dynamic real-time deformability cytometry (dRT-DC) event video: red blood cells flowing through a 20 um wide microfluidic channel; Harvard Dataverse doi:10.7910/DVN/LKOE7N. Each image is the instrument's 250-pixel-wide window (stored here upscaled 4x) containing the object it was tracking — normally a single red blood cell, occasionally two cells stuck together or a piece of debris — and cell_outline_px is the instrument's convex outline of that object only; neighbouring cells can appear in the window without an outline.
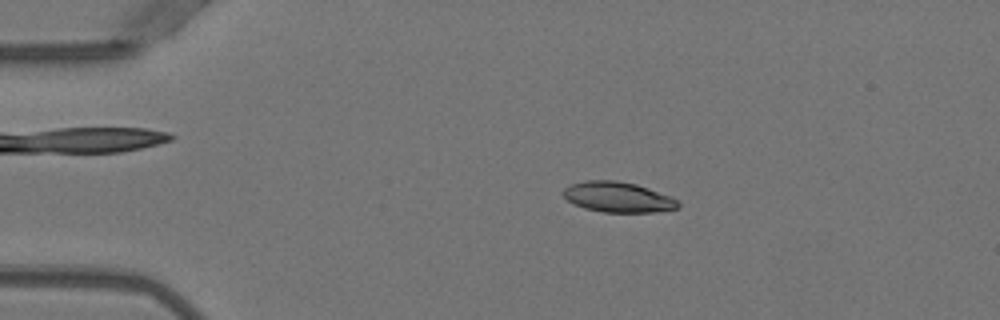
{"species": "Egyptian fruit bat (a non-hibernating species)", "species_latin": "Rousettus aegyptiacus", "temperature_condition": "warm", "stored_images_in_passage": 48, "camera_frame_rate_fps": 3000, "um_per_image_px": 0.085, "animal": {"sex": "female"}, "frame": {"image": 1, "passage_image": 7, "time_ms": 2.0, "image_size_px": [1000, 320], "cell_outline_px": [[680, 208], [656, 212], [604, 212], [584, 208], [572, 204], [564, 196], [564, 188], [572, 184], [584, 180], [616, 180], [636, 184], [672, 196], [680, 200]], "centroid_in_image_um": [52.57, 16.75], "position_along_channel_um": 32.4, "area_um2": 20.52}}
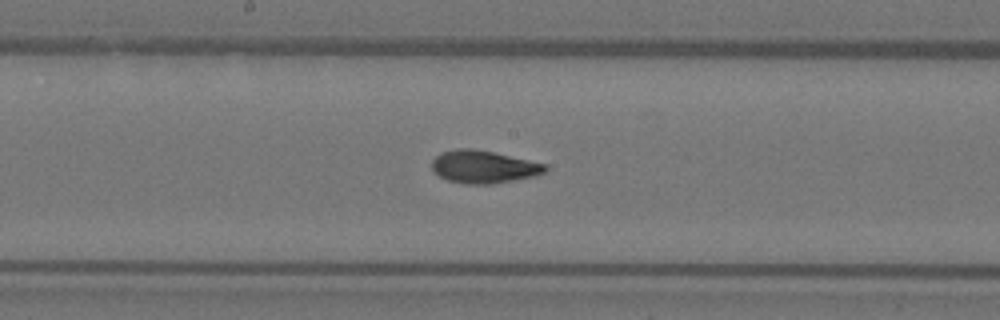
{"frame": {"image": 2, "passage_image": 24, "time_ms": 7.667, "image_size_px": [1000, 320], "cell_outline_px": [[548, 168], [544, 172], [536, 176], [492, 184], [468, 184], [448, 180], [440, 176], [432, 168], [432, 160], [440, 152], [456, 148], [472, 148], [492, 152], [548, 164]], "centroid_in_image_um": [41.12, 14.17], "position_along_channel_um": 207.1, "area_um2": 21.56}}
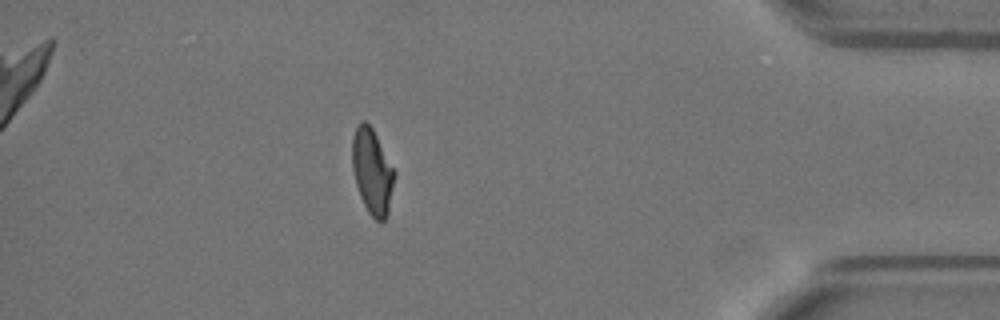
{"frame": {"image": 3, "passage_image": 42, "time_ms": 13.667, "image_size_px": [1000, 320], "cell_outline_px": [[396, 172], [388, 212], [384, 220], [376, 220], [368, 212], [360, 196], [356, 184], [352, 168], [352, 136], [360, 120], [364, 120], [372, 128]], "centroid_in_image_um": [31.63, 14.55], "position_along_channel_um": 403.6, "area_um2": 20.87}, "authors_computed_cell_mechanics": {"area_um2": 21.097, "velocity_mm_per_s": 3.9763, "shape_relaxation_time_tau1_ms": 4.8627, "shape_relaxation_time_tau2_ms": 1.108, "deformation_change_tau1": 0.1752, "deformation_change_tau2": 0.0647}}